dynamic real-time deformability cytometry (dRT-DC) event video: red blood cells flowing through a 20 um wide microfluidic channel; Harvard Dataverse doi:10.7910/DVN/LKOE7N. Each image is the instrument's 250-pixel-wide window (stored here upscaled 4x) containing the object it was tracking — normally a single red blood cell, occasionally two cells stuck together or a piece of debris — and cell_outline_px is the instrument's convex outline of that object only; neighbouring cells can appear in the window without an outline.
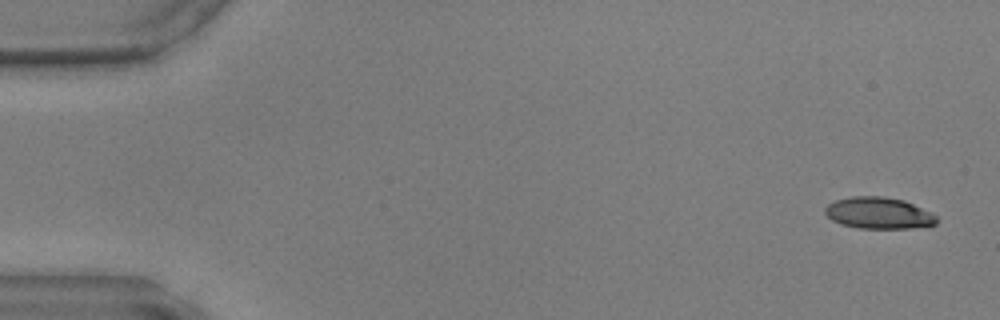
{"species": "common noctule bat (a hibernating species)", "species_latin": "Nyctalus noctula", "temperature_condition": "warm", "stored_images_in_passage": 1, "camera_frame_rate_fps": 3000, "um_per_image_px": 0.085, "animal": {"sex": "male", "body_mass_g": 17.9, "forearm_length_mm": 54.2}, "frame": {"image": 1, "passage_image": 1, "time_ms": 0.0, "image_size_px": [1000, 320], "cell_outline_px": [[932, 224], [852, 224], [840, 220], [848, 200], [896, 200], [908, 204], [932, 220]], "centroid_in_image_um": [75.0, 18.11], "position_along_channel_um": 10.0, "area_um2": 12.95}}